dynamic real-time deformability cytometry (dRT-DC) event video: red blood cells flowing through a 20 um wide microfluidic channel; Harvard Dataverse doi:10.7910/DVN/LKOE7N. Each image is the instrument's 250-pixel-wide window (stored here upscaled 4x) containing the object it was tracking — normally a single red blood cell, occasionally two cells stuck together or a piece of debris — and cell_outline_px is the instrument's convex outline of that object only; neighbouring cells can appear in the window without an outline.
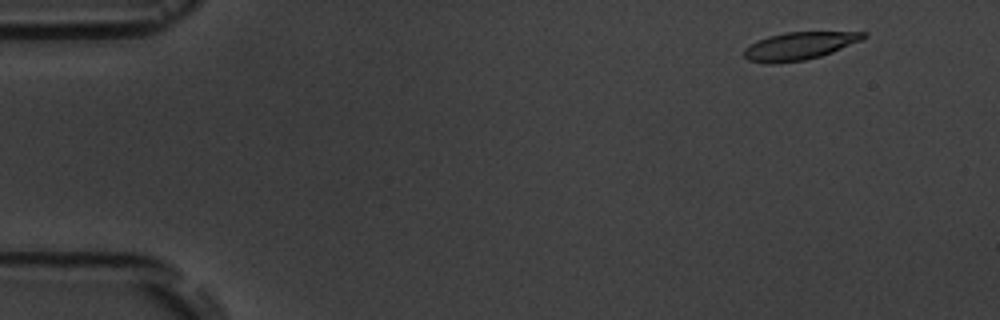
{"species": "common noctule bat (a hibernating species)", "species_latin": "Nyctalus noctula", "temperature_condition": "room temperature", "stored_images_in_passage": 6, "camera_frame_rate_fps": 3000, "um_per_image_px": 0.085, "animal": {"sex": "male", "body_mass_g": 19.5, "forearm_length_mm": 54.6}, "frame": {"image": 1, "passage_image": 1, "time_ms": 0.0, "image_size_px": [1000, 320], "cell_outline_px": [[868, 36], [860, 40], [832, 52], [820, 56], [804, 60], [776, 64], [764, 64], [748, 60], [744, 56], [744, 48], [756, 40], [768, 36], [784, 32], [868, 32]], "centroid_in_image_um": [67.88, 3.91], "position_along_channel_um": 17.1, "area_um2": 19.36}}
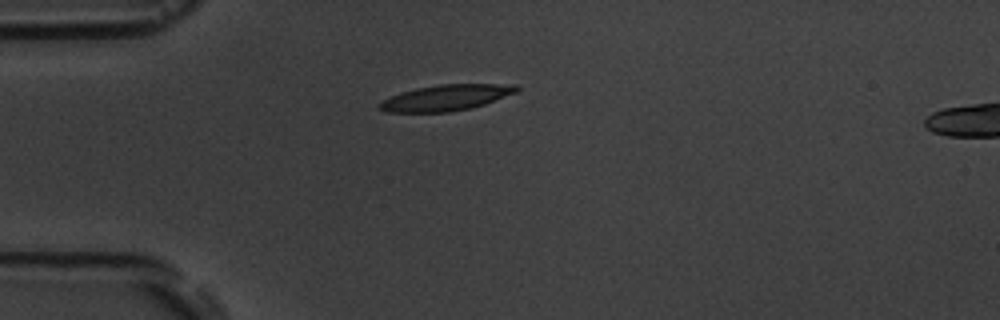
{"frame": {"image": 2, "passage_image": 4, "time_ms": 3.333, "image_size_px": [1000, 320], "cell_outline_px": [[520, 88], [516, 92], [484, 104], [472, 108], [448, 112], [388, 112], [376, 108], [376, 104], [400, 92], [416, 88], [440, 84], [520, 84]], "centroid_in_image_um": [37.9, 8.3], "position_along_channel_um": 47.1, "area_um2": 20.75}}
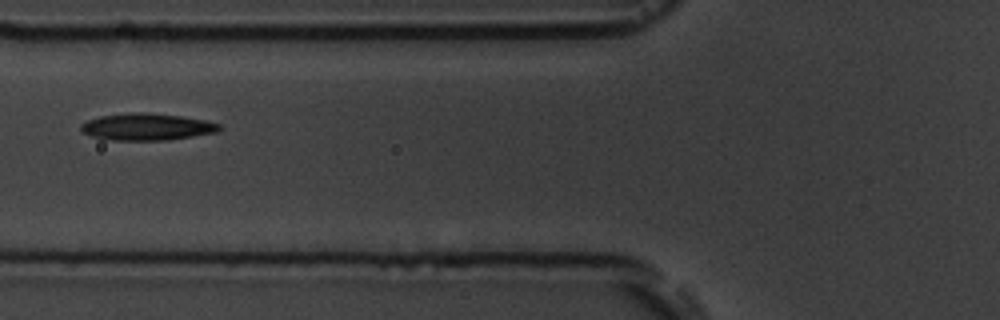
{"frame": {"image": 3, "passage_image": 6, "time_ms": 5.667, "image_size_px": [1000, 320], "cell_outline_px": [[220, 128], [216, 132], [168, 140], [104, 140], [92, 136], [84, 132], [80, 128], [80, 124], [88, 120], [100, 116], [128, 112], [148, 112], [180, 116], [208, 120], [220, 124]], "centroid_in_image_um": [12.46, 10.77], "position_along_channel_um": 113.3, "area_um2": 21.79}}